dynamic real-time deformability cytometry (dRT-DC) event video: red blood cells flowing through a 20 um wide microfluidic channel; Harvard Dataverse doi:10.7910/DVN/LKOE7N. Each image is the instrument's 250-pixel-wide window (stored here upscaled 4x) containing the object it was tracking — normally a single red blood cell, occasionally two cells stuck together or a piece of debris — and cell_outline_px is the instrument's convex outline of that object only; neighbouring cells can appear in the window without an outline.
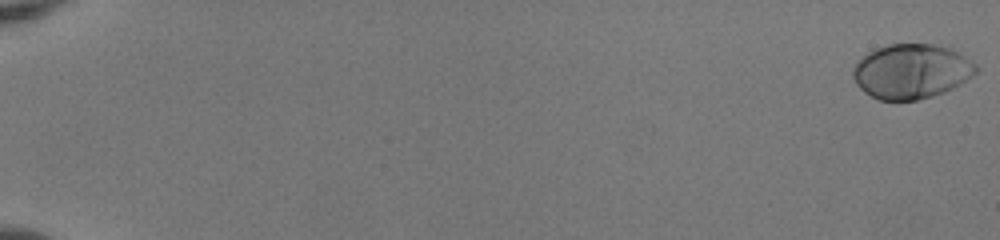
{"species": "human", "species_latin": "Homo sapiens", "temperature_condition": "room temperature", "stored_images_in_passage": 55, "camera_frame_rate_fps": 3000, "um_per_image_px": 0.085, "donor": {"sex": "female"}, "frame": {"image": 1, "passage_image": 1, "time_ms": 0.0, "image_size_px": [1000, 240], "cell_outline_px": [[980, 68], [972, 76], [960, 84], [944, 92], [916, 100], [880, 100], [864, 92], [856, 84], [852, 76], [852, 68], [868, 52], [876, 48], [888, 44], [932, 44], [952, 48], [976, 64]], "centroid_in_image_um": [77.47, 6.06], "position_along_channel_um": 7.5, "area_um2": 39.13}}
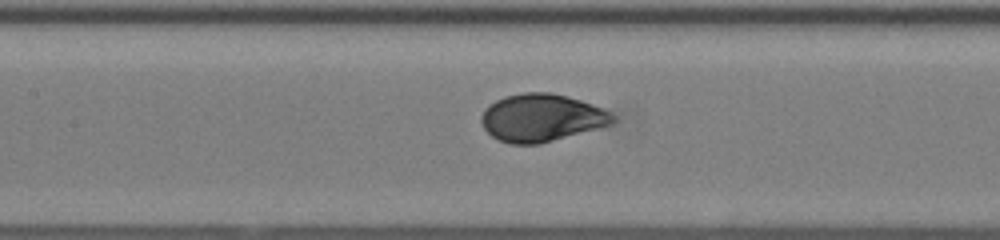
{"frame": {"image": 2, "passage_image": 29, "time_ms": 9.333, "image_size_px": [1000, 240], "cell_outline_px": [[616, 120], [612, 124], [540, 144], [508, 144], [492, 136], [484, 128], [480, 120], [480, 116], [484, 108], [496, 100], [504, 96], [524, 92], [552, 92], [580, 100], [604, 108], [612, 112], [616, 116]], "centroid_in_image_um": [46.03, 10.0], "position_along_channel_um": 161.4, "area_um2": 36.7}}
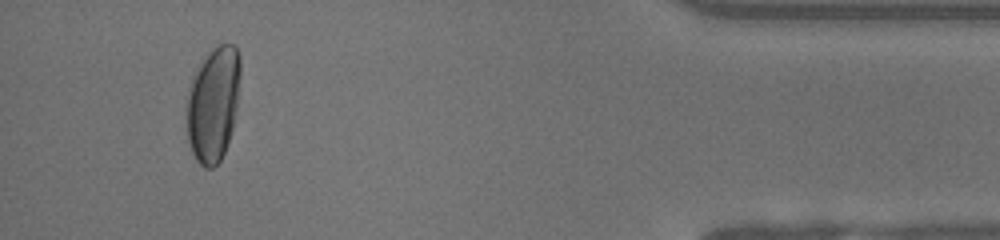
{"frame": {"image": 3, "passage_image": 52, "time_ms": 17.0, "image_size_px": [1000, 240], "cell_outline_px": [[240, 76], [232, 132], [228, 144], [220, 160], [212, 168], [204, 168], [196, 160], [192, 152], [188, 140], [188, 88], [200, 64], [208, 52], [212, 48], [220, 44], [236, 44], [240, 56]], "centroid_in_image_um": [18.14, 8.83], "position_along_channel_um": 417.1, "area_um2": 35.6}, "authors_computed_cell_mechanics": {"area_um2": 37.0498, "velocity_mm_per_s": 3.9607, "shape_relaxation_time_tau1_ms": 3.0313, "shape_relaxation_time_tau2_ms": null, "deformation_change_tau1": 0.1702, "deformation_change_tau2": null}}